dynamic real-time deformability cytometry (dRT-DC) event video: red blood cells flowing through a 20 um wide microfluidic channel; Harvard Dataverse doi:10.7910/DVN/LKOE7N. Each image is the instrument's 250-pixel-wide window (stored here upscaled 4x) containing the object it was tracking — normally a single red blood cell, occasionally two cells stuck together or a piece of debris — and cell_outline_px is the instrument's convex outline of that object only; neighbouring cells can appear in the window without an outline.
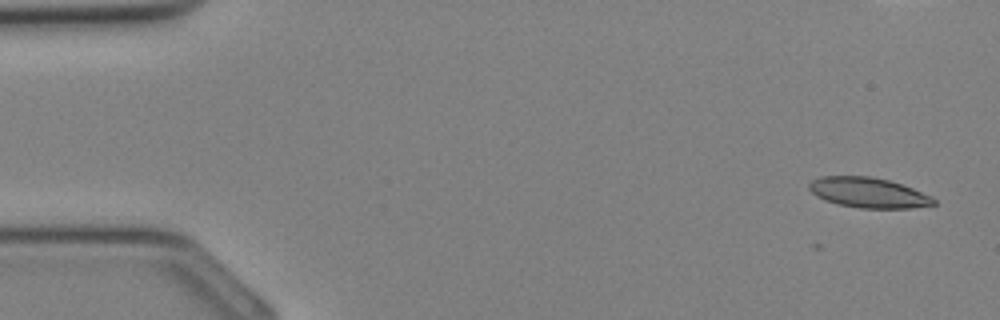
{"species": "Egyptian fruit bat (a non-hibernating species)", "species_latin": "Rousettus aegyptiacus", "temperature_condition": "cold", "stored_images_in_passage": 5, "camera_frame_rate_fps": 3000, "um_per_image_px": 0.085, "animal": {"sex": "female"}, "frame": {"image": 1, "passage_image": 1, "time_ms": 0.0, "image_size_px": [1000, 320], "cell_outline_px": [[936, 204], [912, 208], [860, 208], [840, 204], [824, 200], [816, 196], [808, 188], [808, 184], [812, 180], [820, 176], [872, 176], [888, 180], [912, 188], [932, 196], [936, 200]], "centroid_in_image_um": [73.8, 16.37], "position_along_channel_um": 11.2, "area_um2": 21.91}}